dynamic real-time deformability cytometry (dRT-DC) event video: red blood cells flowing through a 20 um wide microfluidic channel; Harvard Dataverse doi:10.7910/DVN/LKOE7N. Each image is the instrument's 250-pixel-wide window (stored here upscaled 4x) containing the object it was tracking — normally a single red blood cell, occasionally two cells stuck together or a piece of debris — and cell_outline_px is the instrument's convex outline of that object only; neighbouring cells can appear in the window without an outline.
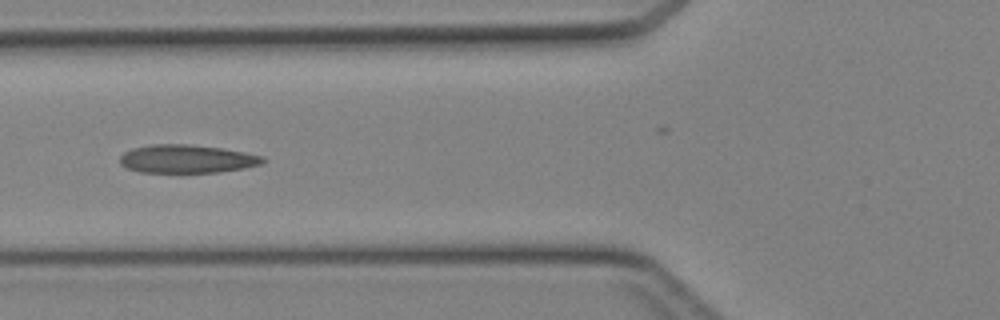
{"species": "Egyptian fruit bat (a non-hibernating species)", "species_latin": "Rousettus aegyptiacus", "temperature_condition": "cold", "stored_images_in_passage": 32, "camera_frame_rate_fps": 3000, "um_per_image_px": 0.085, "animal": {"sex": "female"}, "frame": {"image": 1, "passage_image": 16, "time_ms": 5.0, "image_size_px": [1000, 320], "cell_outline_px": [[268, 160], [260, 164], [244, 168], [220, 172], [140, 172], [128, 168], [120, 164], [120, 156], [124, 152], [132, 148], [152, 144], [188, 144], [220, 148], [244, 152], [264, 156]], "centroid_in_image_um": [15.89, 13.5], "position_along_channel_um": 109.9, "area_um2": 23.52}}
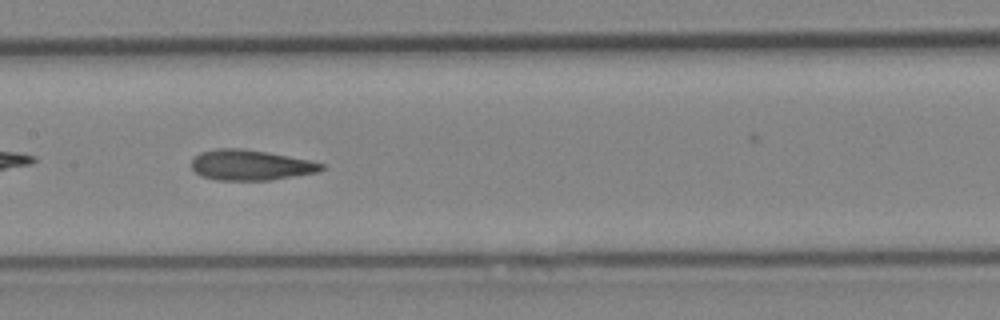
{"frame": {"image": 2, "passage_image": 21, "time_ms": 6.667, "image_size_px": [1000, 320], "cell_outline_px": [[324, 168], [316, 172], [268, 180], [216, 180], [200, 176], [192, 168], [192, 160], [200, 152], [216, 148], [240, 148], [288, 156], [308, 160], [324, 164]], "centroid_in_image_um": [21.24, 14.03], "position_along_channel_um": 186.2, "area_um2": 22.72}}
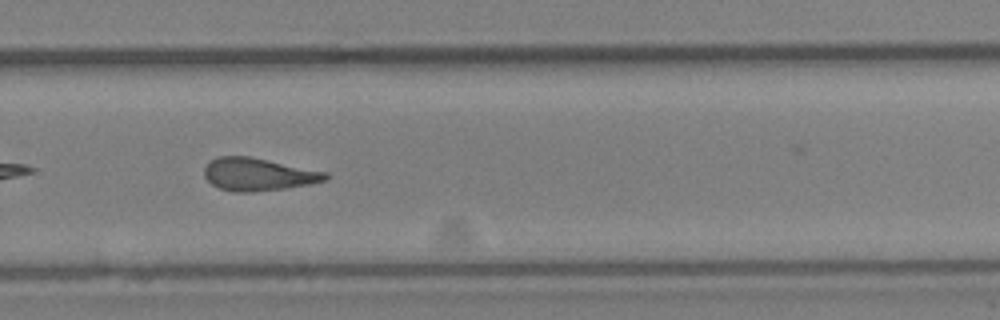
{"frame": {"image": 3, "passage_image": 29, "time_ms": 9.333, "image_size_px": [1000, 320], "cell_outline_px": [[332, 176], [328, 180], [308, 184], [284, 188], [252, 192], [236, 192], [220, 188], [212, 184], [204, 176], [204, 168], [212, 160], [220, 156], [248, 156], [328, 172]], "centroid_in_image_um": [21.99, 14.82], "position_along_channel_um": 307.8, "area_um2": 22.95}}